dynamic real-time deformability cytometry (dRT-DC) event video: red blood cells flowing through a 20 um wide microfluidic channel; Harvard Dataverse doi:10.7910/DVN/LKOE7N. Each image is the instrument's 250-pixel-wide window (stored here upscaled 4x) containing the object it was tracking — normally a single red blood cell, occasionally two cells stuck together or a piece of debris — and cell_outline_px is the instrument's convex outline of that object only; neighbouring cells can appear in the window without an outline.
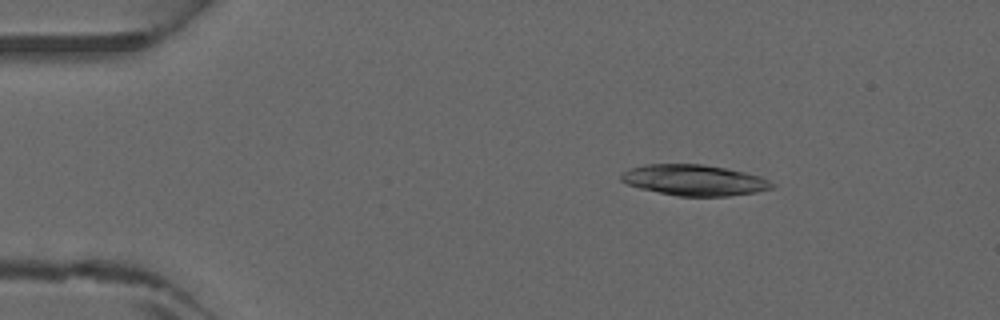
{"species": "common noctule bat (a hibernating species)", "species_latin": "Nyctalus noctula", "temperature_condition": "warm", "stored_images_in_passage": 5, "camera_frame_rate_fps": 3000, "um_per_image_px": 0.085, "animal": {"sex": "male", "forearm_length_mm": 52.5}, "frame": {"image": 1, "passage_image": 2, "time_ms": 0.333, "image_size_px": [1000, 320], "cell_outline_px": [[776, 188], [756, 192], [728, 196], [676, 196], [640, 188], [628, 184], [620, 180], [620, 176], [628, 168], [644, 164], [704, 164], [744, 172], [760, 176], [776, 184]], "centroid_in_image_um": [59.02, 15.31], "position_along_channel_um": 26.0, "area_um2": 27.22}}